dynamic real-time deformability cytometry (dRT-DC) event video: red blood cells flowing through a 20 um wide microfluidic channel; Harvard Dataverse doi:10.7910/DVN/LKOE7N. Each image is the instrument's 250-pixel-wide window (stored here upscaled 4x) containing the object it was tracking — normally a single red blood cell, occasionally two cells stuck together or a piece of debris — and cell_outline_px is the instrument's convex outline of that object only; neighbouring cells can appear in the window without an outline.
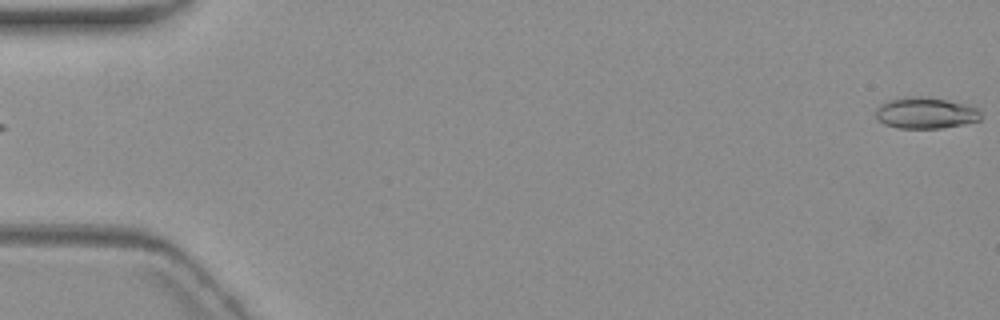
{"species": "common noctule bat (a hibernating species)", "species_latin": "Nyctalus noctula", "temperature_condition": "warm", "stored_images_in_passage": 4, "segment_of_instrument_passage": [2, 2], "camera_frame_rate_fps": 3000, "um_per_image_px": 0.085, "animal": {"sex": "female", "body_mass_g": 19.3, "forearm_length_mm": 54.1}, "frame": {"image": 1, "passage_image": 4, "time_ms": 3.667, "image_size_px": [1000, 320], "cell_outline_px": [[980, 120], [964, 124], [940, 128], [896, 128], [884, 124], [876, 120], [876, 108], [880, 104], [888, 100], [916, 96], [920, 96], [944, 100], [964, 104], [980, 108]], "centroid_in_image_um": [78.65, 9.62], "position_along_channel_um": 6.4, "area_um2": 19.07}}